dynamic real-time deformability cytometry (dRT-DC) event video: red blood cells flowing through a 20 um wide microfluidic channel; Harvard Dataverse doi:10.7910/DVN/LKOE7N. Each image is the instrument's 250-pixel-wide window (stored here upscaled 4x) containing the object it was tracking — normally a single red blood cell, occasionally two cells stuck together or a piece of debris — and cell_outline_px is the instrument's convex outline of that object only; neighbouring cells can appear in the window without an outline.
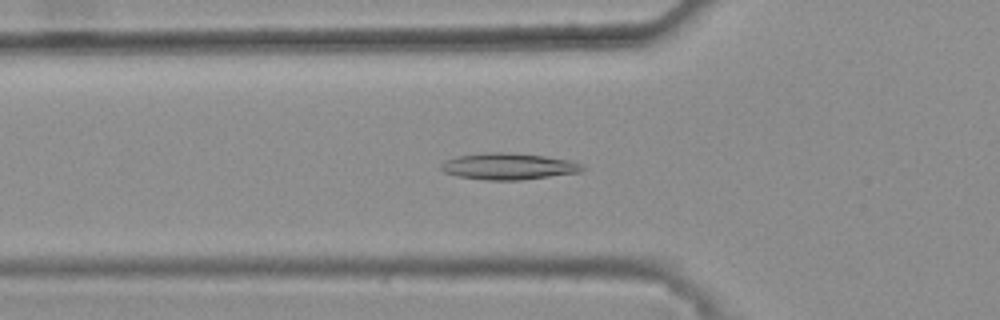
{"species": "common noctule bat (a hibernating species)", "species_latin": "Nyctalus noctula", "temperature_condition": "warm", "stored_images_in_passage": 45, "camera_frame_rate_fps": 3000, "um_per_image_px": 0.085, "animal": {"sex": "female", "body_mass_g": 25.1}, "frame": {"image": 1, "passage_image": 18, "time_ms": 5.667, "image_size_px": [1000, 320], "cell_outline_px": [[584, 168], [580, 172], [520, 180], [484, 180], [456, 176], [444, 172], [440, 168], [440, 164], [444, 160], [456, 156], [484, 152], [504, 152], [544, 156], [568, 160], [580, 164]], "centroid_in_image_um": [43.13, 14.14], "position_along_channel_um": 82.7, "area_um2": 21.79}}
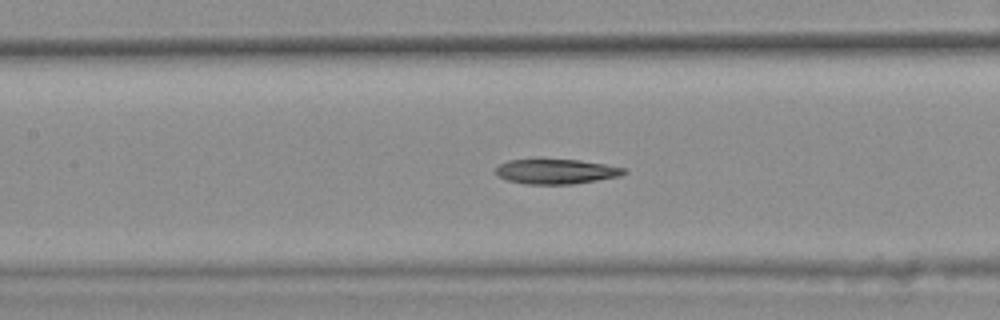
{"frame": {"image": 2, "passage_image": 24, "time_ms": 7.667, "image_size_px": [1000, 320], "cell_outline_px": [[628, 172], [620, 176], [572, 184], [528, 184], [508, 180], [500, 176], [496, 172], [496, 168], [500, 164], [508, 160], [536, 156], [540, 156], [580, 160], [604, 164], [624, 168]], "centroid_in_image_um": [47.23, 14.52], "position_along_channel_um": 160.2, "area_um2": 19.31}}
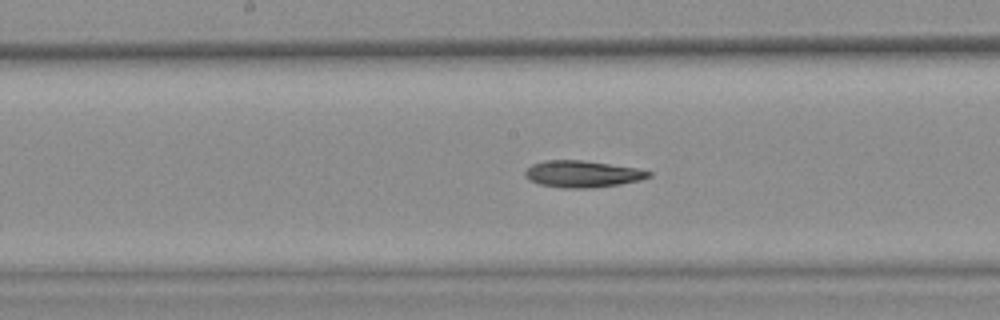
{"frame": {"image": 3, "passage_image": 27, "time_ms": 8.667, "image_size_px": [1000, 320], "cell_outline_px": [[652, 176], [640, 180], [620, 184], [592, 188], [560, 188], [540, 184], [528, 180], [524, 176], [524, 172], [532, 164], [544, 160], [580, 160], [636, 168], [652, 172]], "centroid_in_image_um": [49.47, 14.79], "position_along_channel_um": 198.7, "area_um2": 19.25}}